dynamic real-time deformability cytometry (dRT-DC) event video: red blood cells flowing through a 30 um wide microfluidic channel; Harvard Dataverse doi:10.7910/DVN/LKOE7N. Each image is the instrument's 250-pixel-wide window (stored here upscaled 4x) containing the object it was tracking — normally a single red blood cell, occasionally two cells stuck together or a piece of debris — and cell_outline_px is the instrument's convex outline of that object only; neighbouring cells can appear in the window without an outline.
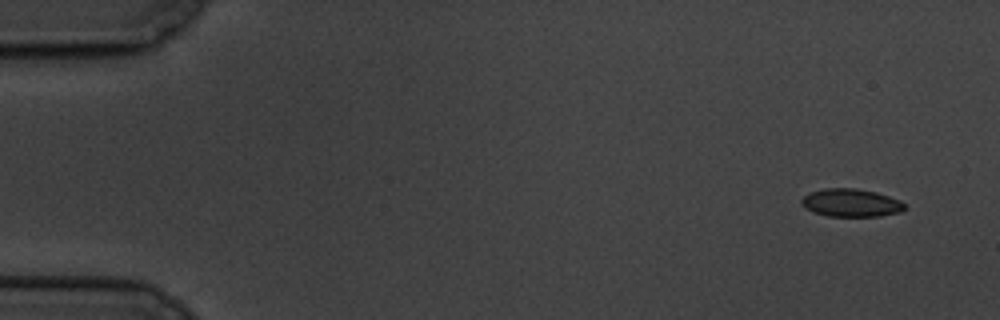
{"species": "common noctule bat (a hibernating species)", "species_latin": "Nyctalus noctula", "temperature_condition": "cold", "stored_images_in_passage": 5, "camera_frame_rate_fps": 3000, "um_per_image_px": 0.085, "animal": {"sex": "male", "body_mass_g": 19.5, "forearm_length_mm": 54.6}, "frame": {"image": 1, "passage_image": 1, "time_ms": 0.0, "image_size_px": [1000, 320], "cell_outline_px": [[904, 208], [900, 212], [880, 216], [828, 216], [812, 212], [804, 208], [800, 204], [800, 200], [804, 196], [812, 192], [824, 188], [856, 188], [876, 192], [900, 200], [904, 204]], "centroid_in_image_um": [72.3, 17.24], "position_along_channel_um": 12.7, "area_um2": 16.82}}
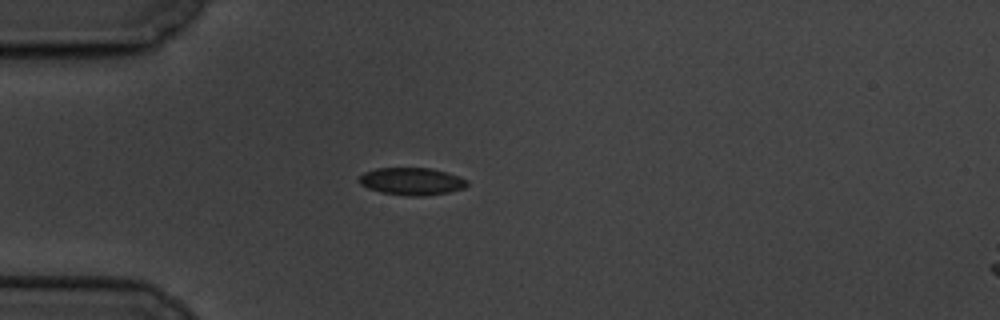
{"frame": {"image": 2, "passage_image": 5, "time_ms": 4.333, "image_size_px": [1000, 320], "cell_outline_px": [[468, 184], [464, 188], [448, 192], [424, 196], [404, 196], [380, 192], [368, 188], [360, 184], [360, 176], [364, 172], [376, 168], [432, 168], [448, 172], [468, 180]], "centroid_in_image_um": [35.01, 15.41], "position_along_channel_um": 50.0, "area_um2": 17.34}}